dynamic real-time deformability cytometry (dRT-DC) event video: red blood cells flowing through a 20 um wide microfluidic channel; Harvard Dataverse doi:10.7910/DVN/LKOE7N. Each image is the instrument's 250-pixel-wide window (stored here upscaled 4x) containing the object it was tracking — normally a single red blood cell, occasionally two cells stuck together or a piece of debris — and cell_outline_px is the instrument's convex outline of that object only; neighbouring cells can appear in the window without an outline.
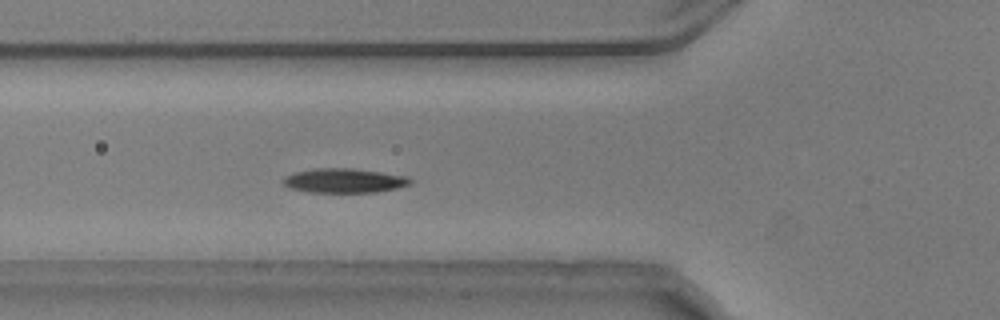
{"species": "common noctule bat (a hibernating species)", "species_latin": "Nyctalus noctula", "temperature_condition": "warm", "stored_images_in_passage": 43, "camera_frame_rate_fps": 3000, "um_per_image_px": 0.085, "animal": {"sex": "male", "body_mass_g": 20.5, "forearm_length_mm": 52.5}, "frame": {"image": 1, "passage_image": 7, "time_ms": 2.0, "image_size_px": [1000, 320], "cell_outline_px": [[412, 184], [396, 188], [376, 192], [308, 192], [292, 188], [284, 184], [284, 176], [296, 172], [316, 168], [352, 168], [408, 176], [412, 180]], "centroid_in_image_um": [29.3, 15.35], "position_along_channel_um": 96.5, "area_um2": 17.92}}
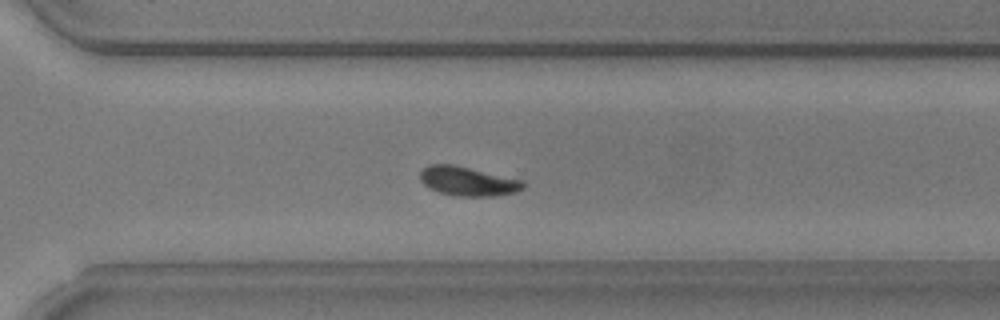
{"frame": {"image": 2, "passage_image": 26, "time_ms": 8.333, "image_size_px": [1000, 320], "cell_outline_px": [[524, 188], [516, 192], [496, 196], [456, 196], [436, 192], [428, 188], [420, 180], [420, 172], [428, 164], [452, 164], [524, 180]], "centroid_in_image_um": [39.75, 15.41], "position_along_channel_um": 330.8, "area_um2": 17.69}}
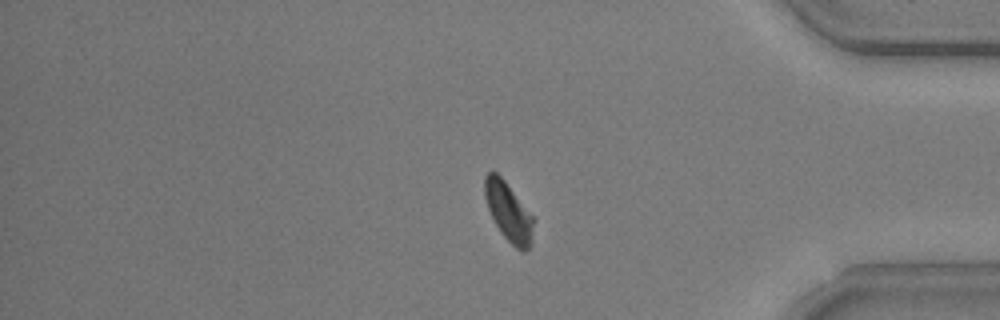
{"frame": {"image": 3, "passage_image": 33, "time_ms": 10.667, "image_size_px": [1000, 320], "cell_outline_px": [[532, 244], [524, 252], [516, 248], [500, 232], [488, 208], [484, 196], [484, 176], [492, 168], [504, 180], [532, 216]], "centroid_in_image_um": [43.18, 17.98], "position_along_channel_um": 392.0, "area_um2": 16.36}, "authors_computed_cell_mechanics": {"area_um2": 17.7446, "velocity_mm_per_s": 3.6995, "shape_relaxation_time_tau1_ms": 2.1737, "shape_relaxation_time_tau2_ms": 4.1689, "deformation_change_tau1": 0.1627, "deformation_change_tau2": 0.0736}}